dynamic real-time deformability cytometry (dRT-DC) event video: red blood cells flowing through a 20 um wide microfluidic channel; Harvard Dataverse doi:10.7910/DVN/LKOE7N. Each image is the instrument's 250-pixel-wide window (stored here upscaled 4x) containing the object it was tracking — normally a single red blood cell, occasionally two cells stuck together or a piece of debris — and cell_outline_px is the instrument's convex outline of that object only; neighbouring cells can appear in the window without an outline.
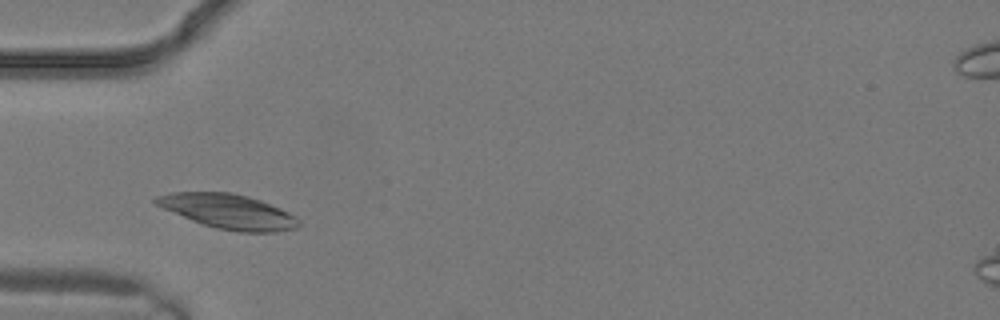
{"species": "common noctule bat (a hibernating species)", "species_latin": "Nyctalus noctula", "temperature_condition": "warm", "stored_images_in_passage": 4, "camera_frame_rate_fps": 3000, "um_per_image_px": 0.085, "animal": {"sex": "male", "body_mass_g": 19.2, "forearm_length_mm": 51.8}, "frame": {"image": 1, "passage_image": 2, "time_ms": 0.333, "image_size_px": [1000, 320], "cell_outline_px": [[300, 224], [296, 228], [276, 232], [240, 232], [216, 228], [192, 220], [164, 208], [156, 204], [152, 200], [156, 196], [172, 192], [232, 192], [248, 196], [260, 200], [280, 208], [296, 216], [300, 220]], "centroid_in_image_um": [19.44, 17.97], "position_along_channel_um": 65.6, "area_um2": 28.61}}